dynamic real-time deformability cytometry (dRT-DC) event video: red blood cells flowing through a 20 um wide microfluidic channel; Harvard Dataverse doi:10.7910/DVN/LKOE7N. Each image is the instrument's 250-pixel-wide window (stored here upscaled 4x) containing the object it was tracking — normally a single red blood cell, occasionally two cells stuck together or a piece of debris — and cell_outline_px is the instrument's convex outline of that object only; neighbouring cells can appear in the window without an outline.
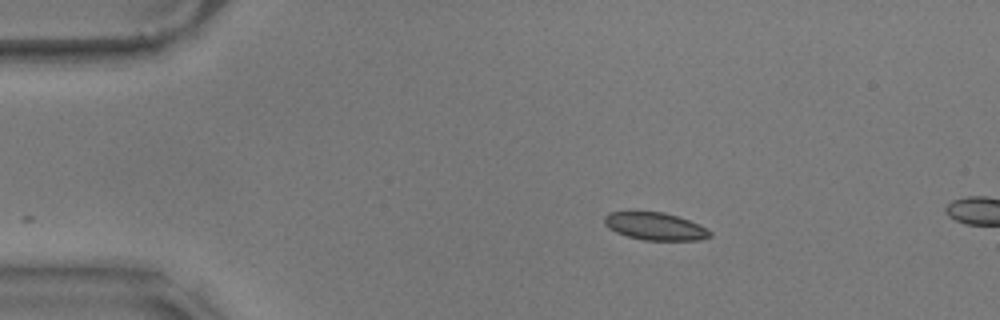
{"species": "common noctule bat (a hibernating species)", "species_latin": "Nyctalus noctula", "temperature_condition": "warm", "stored_images_in_passage": 5, "camera_frame_rate_fps": 3000, "um_per_image_px": 0.085, "animal": {"sex": "male", "body_mass_g": 17.9}, "frame": {"image": 1, "passage_image": 1, "time_ms": 0.0, "image_size_px": [1000, 320], "cell_outline_px": [[712, 236], [700, 240], [644, 240], [628, 236], [616, 232], [608, 228], [604, 224], [604, 216], [612, 212], [664, 212], [700, 224], [712, 232]], "centroid_in_image_um": [55.71, 19.24], "position_along_channel_um": 29.3, "area_um2": 16.88}}